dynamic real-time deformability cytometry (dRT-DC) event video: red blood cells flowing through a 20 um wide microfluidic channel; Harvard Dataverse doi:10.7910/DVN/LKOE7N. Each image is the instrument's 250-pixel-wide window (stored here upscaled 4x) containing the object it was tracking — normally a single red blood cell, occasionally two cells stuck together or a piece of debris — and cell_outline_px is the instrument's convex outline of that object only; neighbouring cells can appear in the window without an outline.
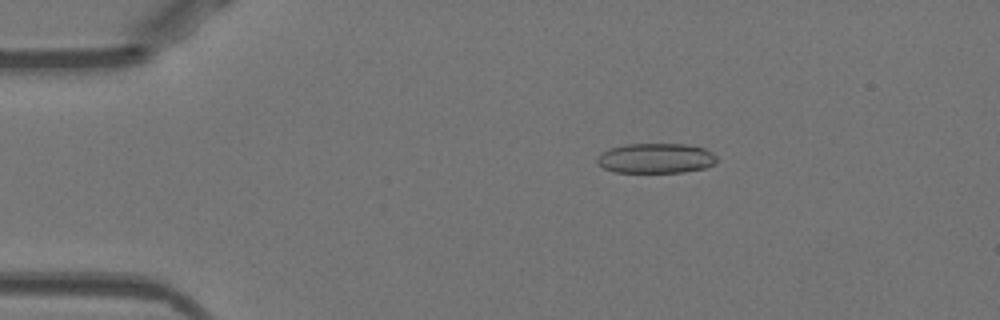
{"species": "Egyptian fruit bat (a non-hibernating species)", "species_latin": "Rousettus aegyptiacus", "temperature_condition": "warm", "stored_images_in_passage": 52, "camera_frame_rate_fps": 3000, "um_per_image_px": 0.085, "animal": {"sex": "female"}, "frame": {"image": 1, "passage_image": 10, "time_ms": 3.0, "image_size_px": [1000, 320], "cell_outline_px": [[716, 160], [712, 164], [704, 168], [684, 172], [612, 172], [604, 168], [596, 160], [596, 156], [600, 152], [608, 148], [624, 144], [684, 144], [704, 148], [712, 152], [716, 156]], "centroid_in_image_um": [55.69, 13.44], "position_along_channel_um": 29.3, "area_um2": 20.98}}
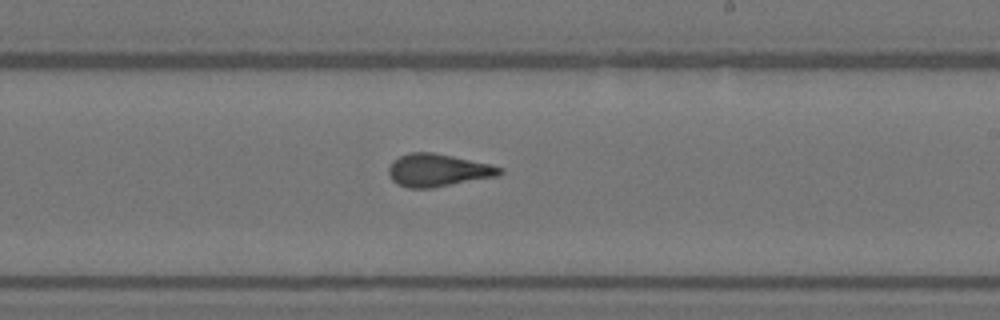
{"frame": {"image": 2, "passage_image": 31, "time_ms": 10.0, "image_size_px": [1000, 320], "cell_outline_px": [[504, 172], [500, 176], [432, 188], [408, 188], [396, 184], [392, 180], [388, 172], [388, 168], [392, 160], [408, 152], [432, 152], [492, 164], [504, 168]], "centroid_in_image_um": [37.25, 14.47], "position_along_channel_um": 251.8, "area_um2": 21.5}}
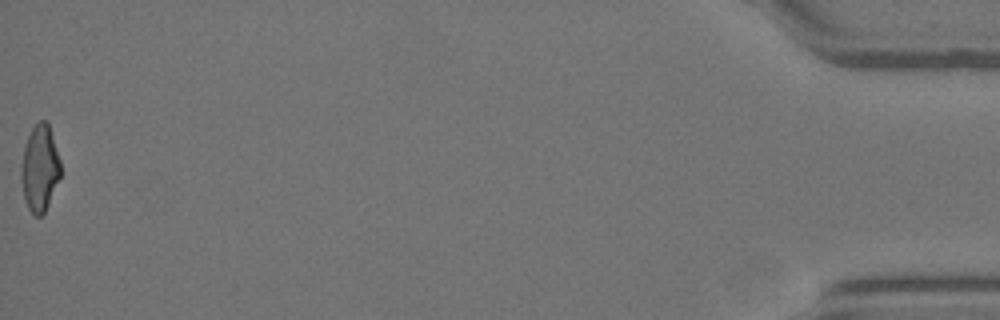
{"frame": {"image": 3, "passage_image": 52, "time_ms": 17.0, "image_size_px": [1000, 320], "cell_outline_px": [[60, 176], [48, 204], [44, 212], [40, 216], [32, 216], [28, 208], [24, 196], [20, 176], [20, 168], [24, 144], [32, 128], [40, 120], [48, 120], [60, 160]], "centroid_in_image_um": [3.36, 14.28], "position_along_channel_um": 431.8, "area_um2": 19.88}, "authors_computed_cell_mechanics": {"area_um2": 21.0392, "velocity_mm_per_s": 3.9865, "shape_relaxation_time_tau1_ms": 10.1314, "shape_relaxation_time_tau2_ms": 1.2858, "deformation_change_tau1": 0.2521, "deformation_change_tau2": 0.0875}}